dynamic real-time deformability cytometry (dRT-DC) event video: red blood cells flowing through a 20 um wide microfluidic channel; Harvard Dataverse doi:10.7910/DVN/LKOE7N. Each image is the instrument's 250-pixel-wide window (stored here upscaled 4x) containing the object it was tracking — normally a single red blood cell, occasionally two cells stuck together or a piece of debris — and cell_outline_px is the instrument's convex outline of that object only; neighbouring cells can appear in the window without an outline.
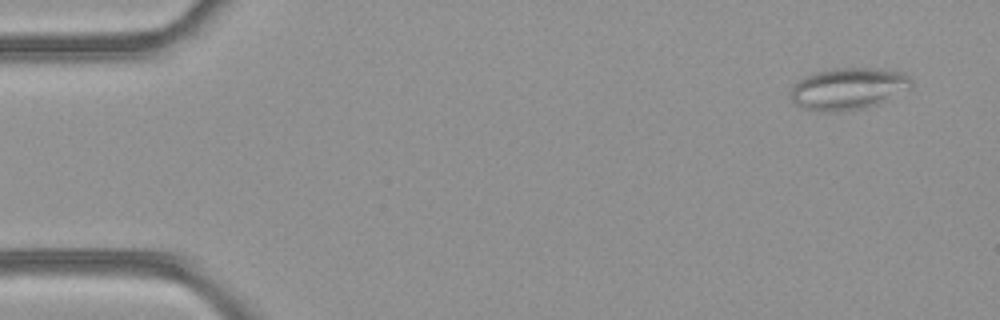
{"species": "common noctule bat (a hibernating species)", "species_latin": "Nyctalus noctula", "temperature_condition": "room temperature", "stored_images_in_passage": 47, "camera_frame_rate_fps": 3000, "um_per_image_px": 0.085, "animal": {"sex": "female", "body_mass_g": 21.9}, "frame": {"image": 1, "passage_image": 1, "time_ms": 0.0, "image_size_px": [1000, 320], "cell_outline_px": [[912, 84], [908, 88], [880, 104], [860, 108], [836, 112], [824, 112], [804, 108], [796, 104], [792, 100], [792, 88], [804, 76], [812, 72], [836, 68], [880, 68], [904, 72], [912, 80]], "centroid_in_image_um": [72.12, 7.52], "position_along_channel_um": 12.9, "area_um2": 29.3}}
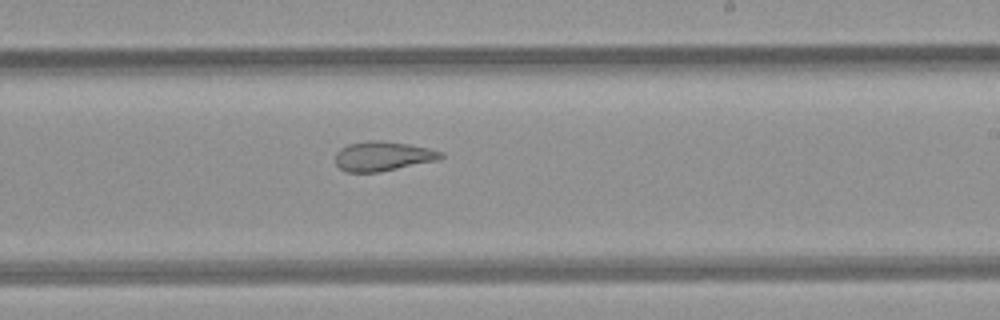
{"frame": {"image": 2, "passage_image": 28, "time_ms": 9.0, "image_size_px": [1000, 320], "cell_outline_px": [[444, 156], [440, 160], [380, 172], [348, 172], [340, 168], [336, 164], [336, 152], [340, 148], [348, 144], [368, 140], [384, 140], [408, 144], [428, 148], [444, 152]], "centroid_in_image_um": [32.57, 13.27], "position_along_channel_um": 256.4, "area_um2": 18.38}}
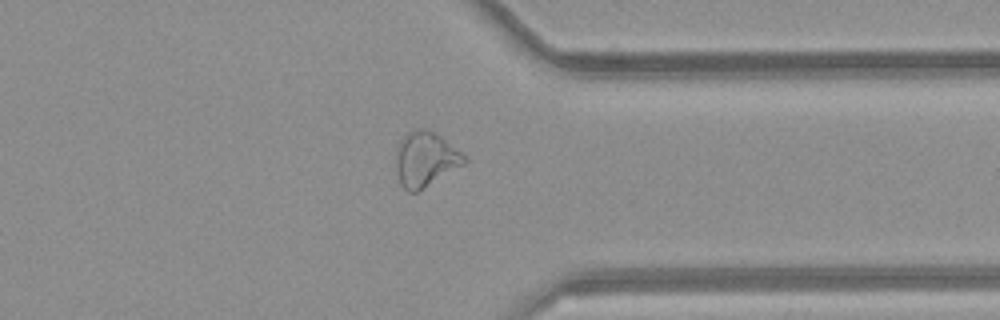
{"frame": {"image": 3, "passage_image": 37, "time_ms": 12.0, "image_size_px": [1000, 320], "cell_outline_px": [[468, 160], [464, 164], [416, 192], [408, 192], [400, 184], [396, 168], [396, 152], [404, 136], [408, 132], [416, 128], [424, 128], [440, 136], [468, 156]], "centroid_in_image_um": [36.18, 13.53], "position_along_channel_um": 375.2, "area_um2": 21.56}, "authors_computed_cell_mechanics": {"area_um2": 22.3108, "velocity_mm_per_s": 4.1118, "shape_relaxation_time_tau1_ms": null, "shape_relaxation_time_tau2_ms": 3.4431, "deformation_change_tau1": null, "deformation_change_tau2": 0.1168}}